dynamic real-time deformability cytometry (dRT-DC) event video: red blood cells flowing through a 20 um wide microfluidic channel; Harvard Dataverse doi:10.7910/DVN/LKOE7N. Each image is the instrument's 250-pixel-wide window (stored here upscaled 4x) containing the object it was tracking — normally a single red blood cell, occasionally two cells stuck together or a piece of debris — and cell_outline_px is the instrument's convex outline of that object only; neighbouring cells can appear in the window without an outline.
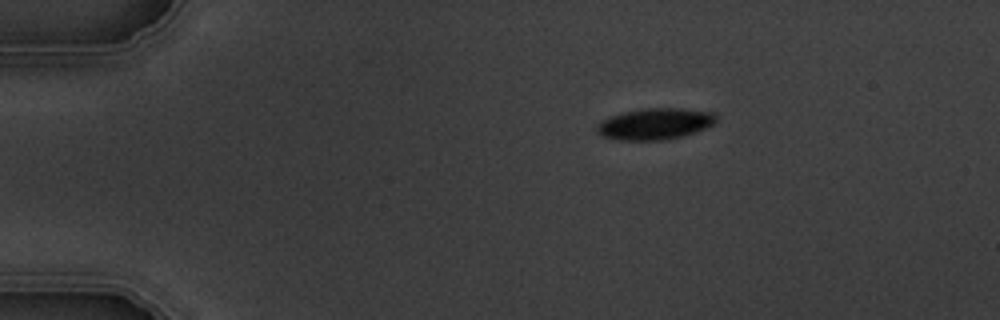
{"species": "common noctule bat (a hibernating species)", "species_latin": "Nyctalus noctula", "temperature_condition": "warm", "stored_images_in_passage": 3, "camera_frame_rate_fps": 3000, "um_per_image_px": 0.085, "animal": {"sex": "male", "body_mass_g": 19.5, "forearm_length_mm": 54.6}, "frame": {"image": 1, "passage_image": 1, "time_ms": 0.0, "image_size_px": [1000, 320], "cell_outline_px": [[716, 120], [712, 124], [704, 128], [684, 136], [660, 140], [620, 140], [604, 136], [596, 132], [596, 124], [600, 120], [608, 116], [624, 112], [644, 108], [680, 108], [712, 112], [716, 116]], "centroid_in_image_um": [55.62, 10.52], "position_along_channel_um": 29.4, "area_um2": 21.73}}